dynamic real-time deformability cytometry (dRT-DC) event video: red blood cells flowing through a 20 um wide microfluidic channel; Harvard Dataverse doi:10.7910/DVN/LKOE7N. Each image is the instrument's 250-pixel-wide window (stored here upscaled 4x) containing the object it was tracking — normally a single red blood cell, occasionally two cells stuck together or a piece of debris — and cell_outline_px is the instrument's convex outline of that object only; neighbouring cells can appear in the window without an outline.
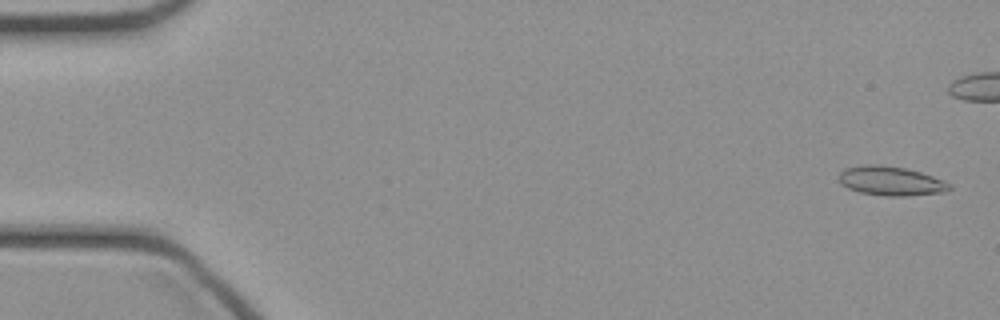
{"species": "common noctule bat (a hibernating species)", "species_latin": "Nyctalus noctula", "temperature_condition": "cold", "stored_images_in_passage": 48, "camera_frame_rate_fps": 3000, "um_per_image_px": 0.085, "animal": {"sex": "female", "body_mass_g": 21.9}, "frame": {"image": 1, "passage_image": 2, "time_ms": 0.333, "image_size_px": [1000, 320], "cell_outline_px": [[952, 188], [944, 192], [908, 196], [884, 196], [860, 192], [848, 188], [840, 184], [840, 172], [844, 168], [864, 164], [880, 164], [904, 168], [920, 172], [944, 180], [952, 184]], "centroid_in_image_um": [75.73, 15.38], "position_along_channel_um": 9.3, "area_um2": 18.96}}
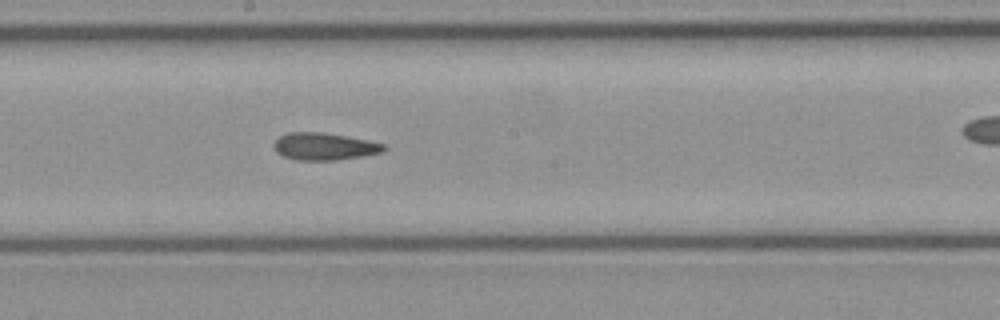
{"frame": {"image": 2, "passage_image": 26, "time_ms": 8.333, "image_size_px": [1000, 320], "cell_outline_px": [[388, 148], [384, 152], [364, 156], [336, 160], [296, 160], [284, 156], [276, 152], [272, 144], [280, 136], [288, 132], [320, 132], [348, 136], [368, 140], [384, 144]], "centroid_in_image_um": [27.59, 12.45], "position_along_channel_um": 220.6, "area_um2": 17.63}}
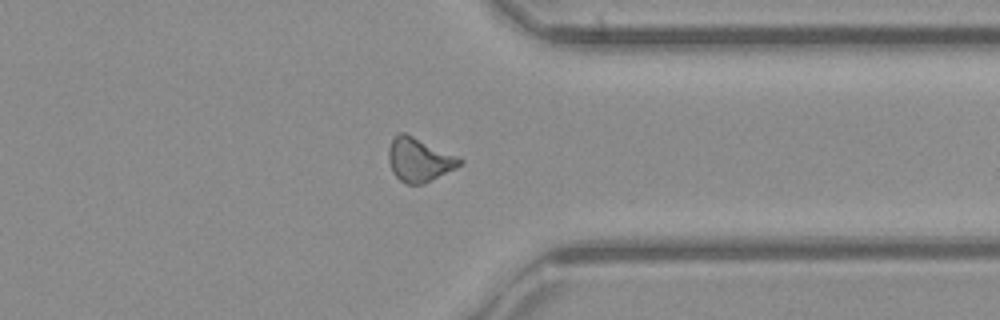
{"frame": {"image": 3, "passage_image": 37, "time_ms": 12.0, "image_size_px": [1000, 320], "cell_outline_px": [[464, 160], [456, 168], [424, 184], [408, 184], [400, 180], [392, 172], [388, 160], [388, 148], [392, 136], [400, 132], [404, 132], [460, 156]], "centroid_in_image_um": [35.62, 13.56], "position_along_channel_um": 375.8, "area_um2": 18.44}}